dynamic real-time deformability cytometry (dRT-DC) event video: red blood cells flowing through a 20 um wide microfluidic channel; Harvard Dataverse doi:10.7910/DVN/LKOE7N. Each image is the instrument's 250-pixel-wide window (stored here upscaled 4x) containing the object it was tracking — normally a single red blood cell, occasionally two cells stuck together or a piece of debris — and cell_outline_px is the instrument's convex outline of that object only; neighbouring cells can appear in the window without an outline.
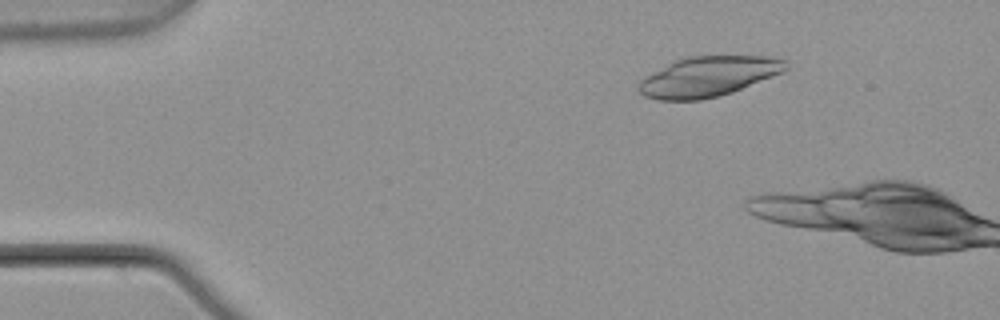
{"species": "common noctule bat (a hibernating species)", "species_latin": "Nyctalus noctula", "temperature_condition": "warm", "stored_images_in_passage": 3, "camera_frame_rate_fps": 3000, "um_per_image_px": 0.085, "animal": {"sex": "male", "body_mass_g": 21.5, "forearm_length_mm": 52.0}, "frame": {"image": 1, "passage_image": 2, "time_ms": 0.333, "image_size_px": [1000, 320], "cell_outline_px": [[788, 68], [784, 72], [732, 92], [720, 96], [700, 100], [660, 100], [644, 96], [636, 88], [636, 84], [644, 76], [672, 60], [684, 56], [768, 56], [788, 60]], "centroid_in_image_um": [60.17, 6.49], "position_along_channel_um": 24.8, "area_um2": 34.91}}